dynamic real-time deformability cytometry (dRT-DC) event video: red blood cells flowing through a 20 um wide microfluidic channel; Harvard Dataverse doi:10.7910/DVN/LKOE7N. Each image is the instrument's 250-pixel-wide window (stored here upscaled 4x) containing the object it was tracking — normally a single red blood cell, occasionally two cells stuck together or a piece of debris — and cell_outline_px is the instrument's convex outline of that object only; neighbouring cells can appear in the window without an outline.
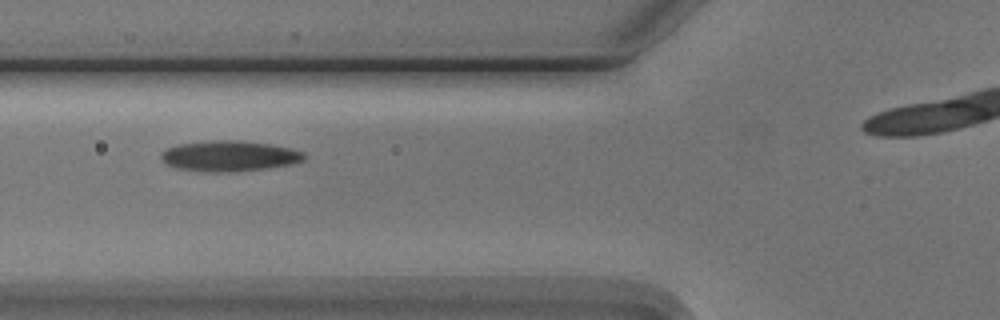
{"species": "Egyptian fruit bat (a non-hibernating species)", "species_latin": "Rousettus aegyptiacus", "temperature_condition": "cold", "stored_images_in_passage": 9, "camera_frame_rate_fps": 3000, "um_per_image_px": 0.085, "animal": {"sex": "male"}, "frame": {"image": 1, "passage_image": 3, "time_ms": 2.333, "image_size_px": [1000, 320], "cell_outline_px": [[304, 160], [292, 164], [264, 168], [216, 172], [176, 168], [168, 164], [160, 156], [168, 148], [180, 144], [212, 140], [240, 140], [268, 144], [292, 148], [304, 152]], "centroid_in_image_um": [19.53, 13.24], "position_along_channel_um": 106.3, "area_um2": 24.91}}
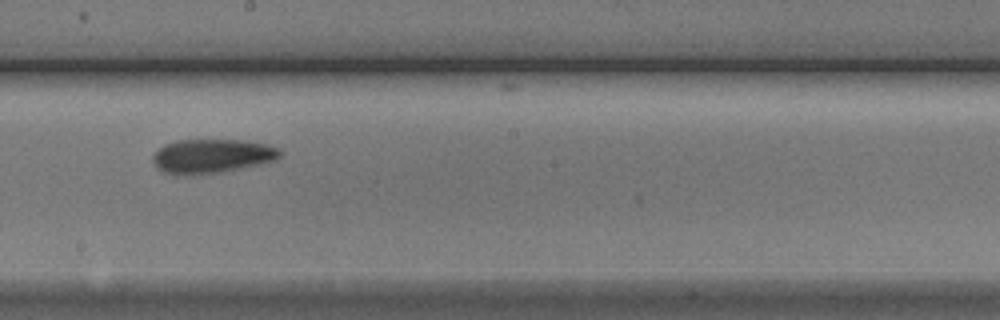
{"frame": {"image": 2, "passage_image": 6, "time_ms": 5.667, "image_size_px": [1000, 320], "cell_outline_px": [[280, 156], [276, 160], [260, 164], [216, 172], [164, 172], [152, 160], [152, 156], [164, 144], [176, 140], [244, 140], [264, 144], [280, 148]], "centroid_in_image_um": [18.07, 13.21], "position_along_channel_um": 230.1, "area_um2": 24.22}}
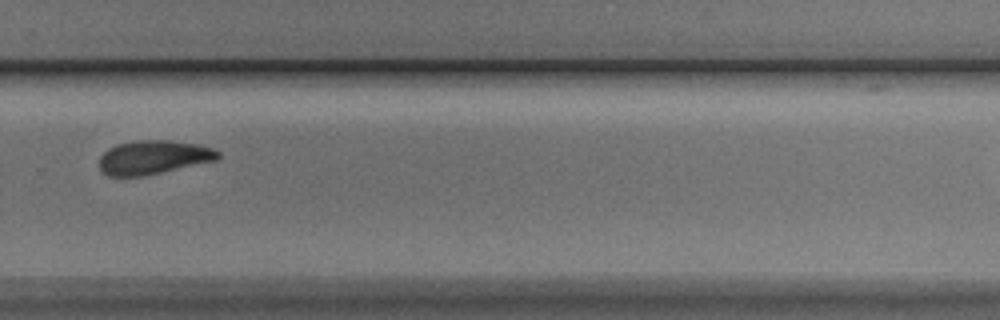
{"frame": {"image": 3, "passage_image": 8, "time_ms": 8.0, "image_size_px": [1000, 320], "cell_outline_px": [[220, 156], [216, 160], [144, 176], [108, 176], [100, 168], [100, 156], [108, 148], [116, 144], [136, 140], [168, 140], [196, 144], [212, 148], [220, 152]], "centroid_in_image_um": [13.02, 13.36], "position_along_channel_um": 316.8, "area_um2": 23.29}}